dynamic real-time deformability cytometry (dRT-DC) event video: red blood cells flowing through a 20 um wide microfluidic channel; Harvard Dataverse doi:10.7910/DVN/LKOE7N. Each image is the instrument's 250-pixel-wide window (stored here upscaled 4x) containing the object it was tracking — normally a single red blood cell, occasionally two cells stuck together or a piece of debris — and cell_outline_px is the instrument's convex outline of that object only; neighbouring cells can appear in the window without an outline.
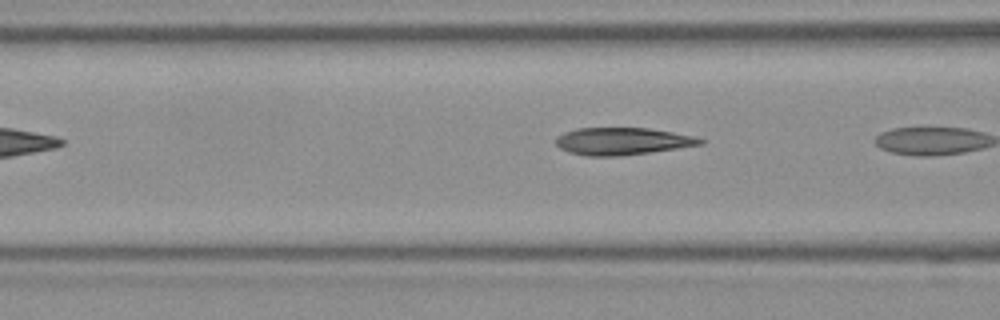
{"species": "Egyptian fruit bat (a non-hibernating species)", "species_latin": "Rousettus aegyptiacus", "temperature_condition": "room temperature", "stored_images_in_passage": 4, "camera_frame_rate_fps": 3000, "um_per_image_px": 0.085, "frame": {"image": 1, "passage_image": 4, "time_ms": 1.0, "image_size_px": [1000, 320], "cell_outline_px": [[704, 144], [620, 156], [588, 156], [568, 152], [560, 148], [556, 144], [556, 136], [564, 132], [576, 128], [648, 128], [672, 132], [692, 136], [704, 140]], "centroid_in_image_um": [52.84, 12.0], "position_along_channel_um": 113.8, "area_um2": 22.77}}